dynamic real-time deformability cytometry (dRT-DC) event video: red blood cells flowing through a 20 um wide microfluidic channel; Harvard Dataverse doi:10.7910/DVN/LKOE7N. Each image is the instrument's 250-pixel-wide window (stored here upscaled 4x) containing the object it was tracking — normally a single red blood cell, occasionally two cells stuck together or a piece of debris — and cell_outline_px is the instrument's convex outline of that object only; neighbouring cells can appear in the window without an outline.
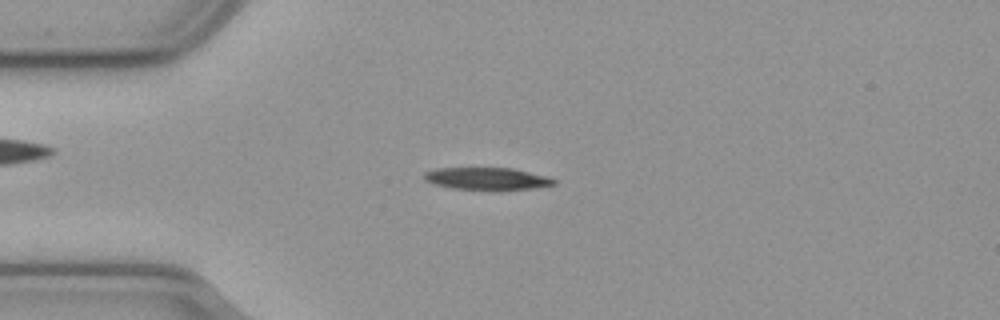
{"species": "common noctule bat (a hibernating species)", "species_latin": "Nyctalus noctula", "temperature_condition": "cold", "stored_images_in_passage": 55, "camera_frame_rate_fps": 3000, "um_per_image_px": 0.085, "animal": {"sex": "male", "body_mass_g": 23.1, "forearm_length_mm": 52.7}, "frame": {"image": 1, "passage_image": 13, "time_ms": 4.0, "image_size_px": [1000, 320], "cell_outline_px": [[556, 184], [532, 188], [500, 192], [492, 192], [452, 188], [432, 184], [424, 180], [424, 172], [436, 168], [512, 168], [548, 176], [556, 180]], "centroid_in_image_um": [41.4, 15.22], "position_along_channel_um": 43.6, "area_um2": 17.57}}
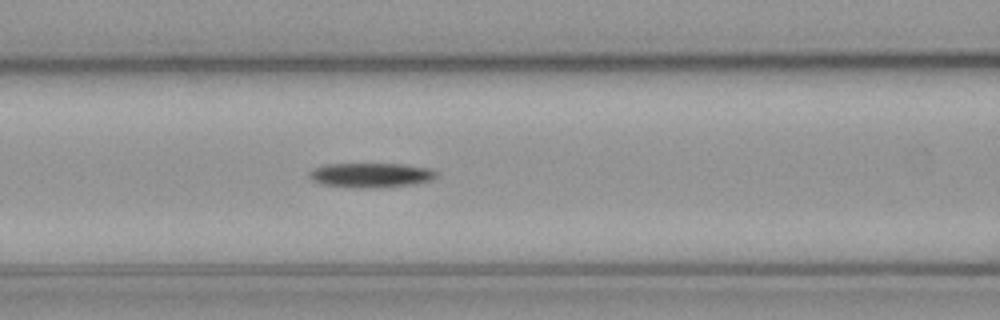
{"frame": {"image": 2, "passage_image": 22, "time_ms": 7.0, "image_size_px": [1000, 320], "cell_outline_px": [[440, 176], [432, 180], [412, 184], [380, 188], [356, 188], [320, 184], [312, 180], [308, 176], [308, 172], [312, 168], [324, 164], [404, 164], [428, 168], [440, 172]], "centroid_in_image_um": [31.53, 14.89], "position_along_channel_um": 135.1, "area_um2": 18.61}}
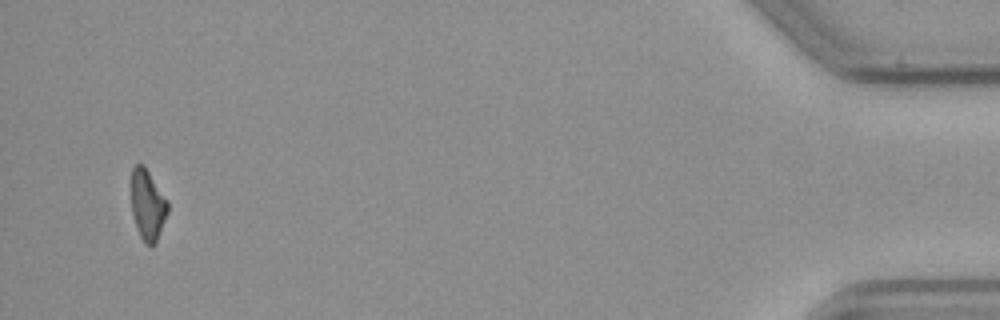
{"frame": {"image": 3, "passage_image": 53, "time_ms": 17.333, "image_size_px": [1000, 320], "cell_outline_px": [[168, 212], [156, 244], [152, 248], [144, 244], [136, 228], [132, 216], [132, 168], [136, 164], [144, 164], [168, 200]], "centroid_in_image_um": [12.56, 17.46], "position_along_channel_um": 422.6, "area_um2": 15.32}, "authors_computed_cell_mechanics": {"area_um2": 17.1666, "velocity_mm_per_s": 3.6485, "shape_relaxation_time_tau1_ms": 11.2938, "shape_relaxation_time_tau2_ms": null, "deformation_change_tau1": 0.2076, "deformation_change_tau2": null}}